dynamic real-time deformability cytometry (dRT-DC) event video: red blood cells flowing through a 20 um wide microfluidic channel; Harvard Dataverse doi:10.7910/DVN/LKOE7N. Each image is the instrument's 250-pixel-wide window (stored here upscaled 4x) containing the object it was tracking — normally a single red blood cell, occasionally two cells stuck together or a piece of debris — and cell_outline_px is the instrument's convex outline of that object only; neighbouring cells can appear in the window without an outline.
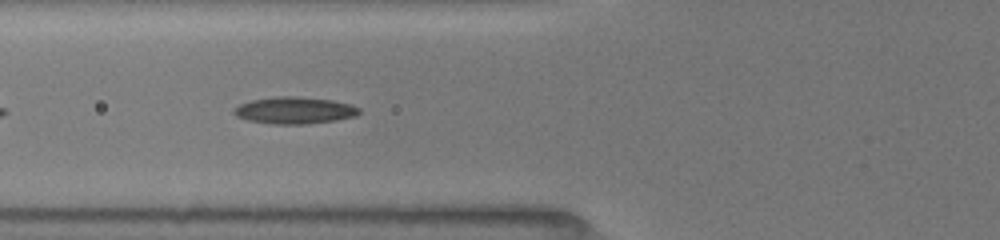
{"species": "common noctule bat (a hibernating species)", "species_latin": "Nyctalus noctula", "temperature_condition": "room temperature", "stored_images_in_passage": 15, "camera_frame_rate_fps": 3000, "um_per_image_px": 0.085, "animal": {"sex": "female", "body_mass_g": 19.5, "forearm_length_mm": 54.1}, "frame": {"image": 1, "passage_image": 5, "time_ms": 1.333, "image_size_px": [1000, 240], "cell_outline_px": [[360, 112], [356, 116], [336, 120], [304, 124], [272, 124], [248, 120], [236, 116], [232, 112], [232, 108], [240, 104], [252, 100], [276, 96], [296, 96], [332, 100], [352, 104], [360, 108]], "centroid_in_image_um": [25.03, 9.38], "position_along_channel_um": 100.8, "area_um2": 19.71}}
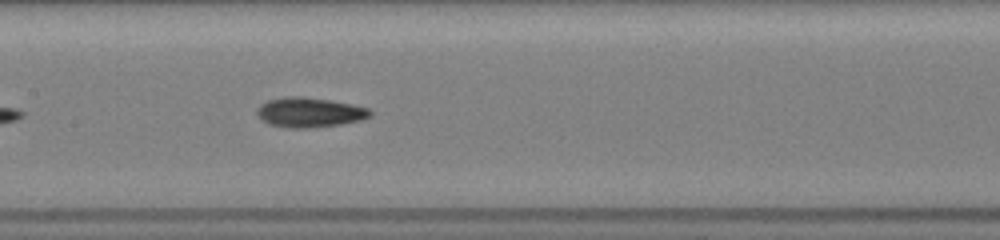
{"frame": {"image": 2, "passage_image": 11, "time_ms": 3.333, "image_size_px": [1000, 240], "cell_outline_px": [[372, 116], [360, 120], [340, 124], [308, 128], [288, 128], [268, 124], [260, 120], [256, 112], [260, 104], [268, 100], [284, 96], [304, 96], [352, 104], [368, 108], [372, 112]], "centroid_in_image_um": [26.27, 9.55], "position_along_channel_um": 181.1, "area_um2": 19.77}}